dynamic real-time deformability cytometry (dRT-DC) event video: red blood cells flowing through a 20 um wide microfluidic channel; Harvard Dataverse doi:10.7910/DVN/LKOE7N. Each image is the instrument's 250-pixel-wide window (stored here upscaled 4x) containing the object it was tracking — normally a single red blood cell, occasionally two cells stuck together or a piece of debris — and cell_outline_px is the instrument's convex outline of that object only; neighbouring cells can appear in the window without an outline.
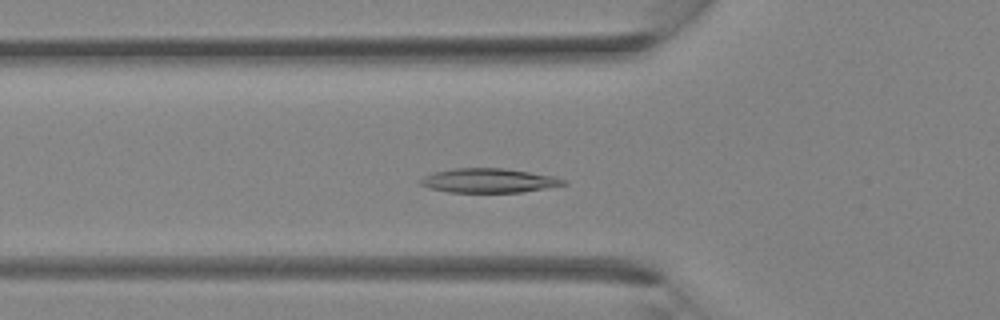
{"species": "Egyptian fruit bat (a non-hibernating species)", "species_latin": "Rousettus aegyptiacus", "temperature_condition": "room temperature", "stored_images_in_passage": 27, "camera_frame_rate_fps": 3000, "um_per_image_px": 0.085, "animal": {"sex": "female"}, "frame": {"image": 1, "passage_image": 4, "time_ms": 1.0, "image_size_px": [1000, 320], "cell_outline_px": [[568, 184], [520, 192], [448, 192], [428, 188], [420, 184], [416, 180], [424, 176], [436, 172], [456, 168], [500, 168], [556, 176], [564, 180]], "centroid_in_image_um": [41.5, 15.35], "position_along_channel_um": 84.3, "area_um2": 20.06}}
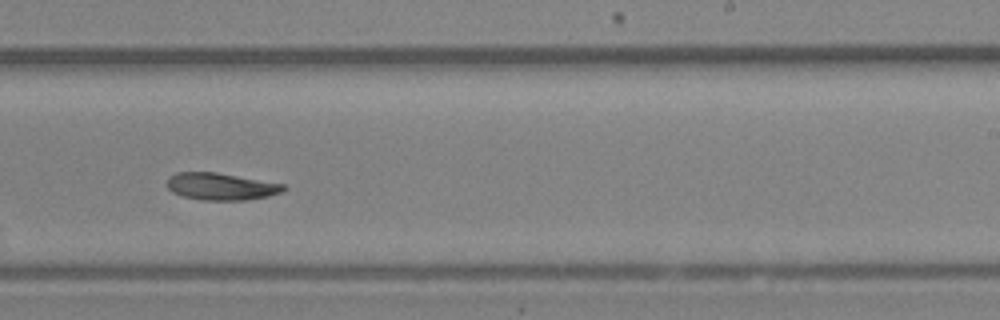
{"frame": {"image": 2, "passage_image": 14, "time_ms": 4.333, "image_size_px": [1000, 320], "cell_outline_px": [[288, 188], [280, 192], [268, 196], [244, 200], [204, 200], [184, 196], [172, 192], [164, 184], [168, 176], [176, 172], [216, 172], [284, 184]], "centroid_in_image_um": [18.74, 15.84], "position_along_channel_um": 270.3, "area_um2": 18.44}}
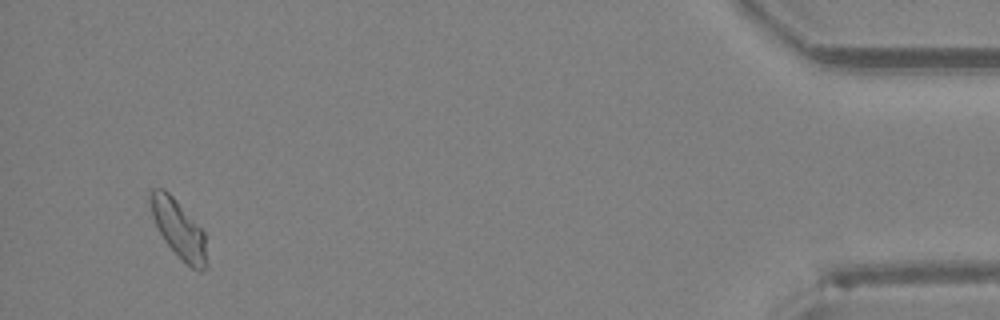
{"frame": {"image": 3, "passage_image": 26, "time_ms": 8.333, "image_size_px": [1000, 320], "cell_outline_px": [[208, 264], [200, 272], [192, 268], [164, 240], [152, 216], [148, 200], [148, 192], [152, 188], [164, 188], [172, 196], [204, 232]], "centroid_in_image_um": [15.17, 19.43], "position_along_channel_um": 420.0, "area_um2": 18.73}}